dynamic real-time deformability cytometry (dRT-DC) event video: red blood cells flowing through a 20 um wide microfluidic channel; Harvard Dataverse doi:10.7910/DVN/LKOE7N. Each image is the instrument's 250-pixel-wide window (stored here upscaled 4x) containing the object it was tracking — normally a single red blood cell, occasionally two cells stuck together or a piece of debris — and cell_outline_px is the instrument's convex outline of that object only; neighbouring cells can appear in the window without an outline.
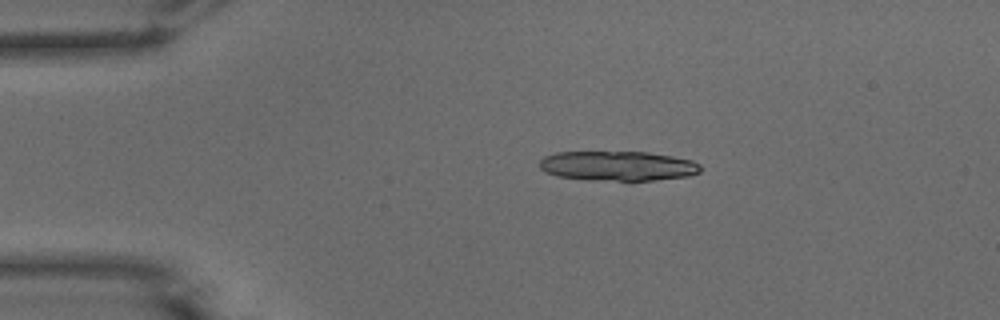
{"species": "common noctule bat (a hibernating species)", "species_latin": "Nyctalus noctula", "temperature_condition": "warm", "stored_images_in_passage": 42, "segment_of_instrument_passage": [1, 2], "camera_frame_rate_fps": 3000, "um_per_image_px": 0.085, "animal": {"sex": "male", "body_mass_g": 15.6}, "frame": {"image": 1, "passage_image": 1, "time_ms": 0.0, "image_size_px": [1000, 320], "cell_outline_px": [[700, 172], [688, 176], [652, 180], [616, 180], [556, 176], [540, 168], [540, 160], [544, 156], [556, 152], [648, 152], [672, 156], [692, 160], [700, 164]], "centroid_in_image_um": [52.54, 14.08], "position_along_channel_um": 32.5, "area_um2": 27.4}}